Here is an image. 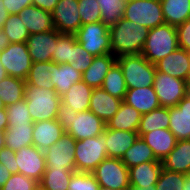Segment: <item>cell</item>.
Wrapping results in <instances>:
<instances>
[{
  "mask_svg": "<svg viewBox=\"0 0 190 190\" xmlns=\"http://www.w3.org/2000/svg\"><path fill=\"white\" fill-rule=\"evenodd\" d=\"M149 30L133 21H128L124 18L120 19L109 28L111 53L116 58L141 54Z\"/></svg>",
  "mask_w": 190,
  "mask_h": 190,
  "instance_id": "6da1fadb",
  "label": "cell"
},
{
  "mask_svg": "<svg viewBox=\"0 0 190 190\" xmlns=\"http://www.w3.org/2000/svg\"><path fill=\"white\" fill-rule=\"evenodd\" d=\"M178 47L176 26L164 23L149 30L141 54L155 65Z\"/></svg>",
  "mask_w": 190,
  "mask_h": 190,
  "instance_id": "7a4b0ae2",
  "label": "cell"
},
{
  "mask_svg": "<svg viewBox=\"0 0 190 190\" xmlns=\"http://www.w3.org/2000/svg\"><path fill=\"white\" fill-rule=\"evenodd\" d=\"M24 99L33 122L56 119L61 97L54 89L26 86Z\"/></svg>",
  "mask_w": 190,
  "mask_h": 190,
  "instance_id": "3957f363",
  "label": "cell"
},
{
  "mask_svg": "<svg viewBox=\"0 0 190 190\" xmlns=\"http://www.w3.org/2000/svg\"><path fill=\"white\" fill-rule=\"evenodd\" d=\"M116 62L122 69L127 89L153 86L156 66L142 54L121 56Z\"/></svg>",
  "mask_w": 190,
  "mask_h": 190,
  "instance_id": "277c9868",
  "label": "cell"
},
{
  "mask_svg": "<svg viewBox=\"0 0 190 190\" xmlns=\"http://www.w3.org/2000/svg\"><path fill=\"white\" fill-rule=\"evenodd\" d=\"M106 135L77 140L75 144V165L77 172H92L97 165L108 157Z\"/></svg>",
  "mask_w": 190,
  "mask_h": 190,
  "instance_id": "5b68a950",
  "label": "cell"
},
{
  "mask_svg": "<svg viewBox=\"0 0 190 190\" xmlns=\"http://www.w3.org/2000/svg\"><path fill=\"white\" fill-rule=\"evenodd\" d=\"M123 18L148 29L165 23L160 0H127Z\"/></svg>",
  "mask_w": 190,
  "mask_h": 190,
  "instance_id": "8992f818",
  "label": "cell"
},
{
  "mask_svg": "<svg viewBox=\"0 0 190 190\" xmlns=\"http://www.w3.org/2000/svg\"><path fill=\"white\" fill-rule=\"evenodd\" d=\"M77 41L92 56H102L111 53L109 28L101 21L83 24L75 33Z\"/></svg>",
  "mask_w": 190,
  "mask_h": 190,
  "instance_id": "52a82bcc",
  "label": "cell"
},
{
  "mask_svg": "<svg viewBox=\"0 0 190 190\" xmlns=\"http://www.w3.org/2000/svg\"><path fill=\"white\" fill-rule=\"evenodd\" d=\"M101 187L114 190H127L129 169L121 159L107 157L91 172Z\"/></svg>",
  "mask_w": 190,
  "mask_h": 190,
  "instance_id": "ba28073f",
  "label": "cell"
},
{
  "mask_svg": "<svg viewBox=\"0 0 190 190\" xmlns=\"http://www.w3.org/2000/svg\"><path fill=\"white\" fill-rule=\"evenodd\" d=\"M0 62L9 76L24 81L33 63L26 42L10 43L7 48L0 52Z\"/></svg>",
  "mask_w": 190,
  "mask_h": 190,
  "instance_id": "9c48e42d",
  "label": "cell"
},
{
  "mask_svg": "<svg viewBox=\"0 0 190 190\" xmlns=\"http://www.w3.org/2000/svg\"><path fill=\"white\" fill-rule=\"evenodd\" d=\"M153 88L161 107H174L188 94V81L157 71Z\"/></svg>",
  "mask_w": 190,
  "mask_h": 190,
  "instance_id": "30bf717a",
  "label": "cell"
},
{
  "mask_svg": "<svg viewBox=\"0 0 190 190\" xmlns=\"http://www.w3.org/2000/svg\"><path fill=\"white\" fill-rule=\"evenodd\" d=\"M76 139L65 133L53 145L44 151L46 168L62 169L68 168L76 172L75 144Z\"/></svg>",
  "mask_w": 190,
  "mask_h": 190,
  "instance_id": "8fae6325",
  "label": "cell"
},
{
  "mask_svg": "<svg viewBox=\"0 0 190 190\" xmlns=\"http://www.w3.org/2000/svg\"><path fill=\"white\" fill-rule=\"evenodd\" d=\"M78 0H59L51 12L54 28L60 33L75 34L82 26Z\"/></svg>",
  "mask_w": 190,
  "mask_h": 190,
  "instance_id": "7c38bea8",
  "label": "cell"
},
{
  "mask_svg": "<svg viewBox=\"0 0 190 190\" xmlns=\"http://www.w3.org/2000/svg\"><path fill=\"white\" fill-rule=\"evenodd\" d=\"M18 173L40 182L46 170L45 154L33 144L15 151Z\"/></svg>",
  "mask_w": 190,
  "mask_h": 190,
  "instance_id": "4fadbf2b",
  "label": "cell"
},
{
  "mask_svg": "<svg viewBox=\"0 0 190 190\" xmlns=\"http://www.w3.org/2000/svg\"><path fill=\"white\" fill-rule=\"evenodd\" d=\"M71 122L70 128L65 133L76 140L99 136L106 128V123L90 110L78 112Z\"/></svg>",
  "mask_w": 190,
  "mask_h": 190,
  "instance_id": "5bb4252c",
  "label": "cell"
},
{
  "mask_svg": "<svg viewBox=\"0 0 190 190\" xmlns=\"http://www.w3.org/2000/svg\"><path fill=\"white\" fill-rule=\"evenodd\" d=\"M60 34L55 28L48 32L31 34L26 43L32 62L52 61V54Z\"/></svg>",
  "mask_w": 190,
  "mask_h": 190,
  "instance_id": "9a60e30c",
  "label": "cell"
},
{
  "mask_svg": "<svg viewBox=\"0 0 190 190\" xmlns=\"http://www.w3.org/2000/svg\"><path fill=\"white\" fill-rule=\"evenodd\" d=\"M155 66L158 72L189 81L190 53L178 47L175 51L157 62Z\"/></svg>",
  "mask_w": 190,
  "mask_h": 190,
  "instance_id": "2e32d148",
  "label": "cell"
},
{
  "mask_svg": "<svg viewBox=\"0 0 190 190\" xmlns=\"http://www.w3.org/2000/svg\"><path fill=\"white\" fill-rule=\"evenodd\" d=\"M65 134L56 119L33 123V145L40 151H45Z\"/></svg>",
  "mask_w": 190,
  "mask_h": 190,
  "instance_id": "e0dca14e",
  "label": "cell"
},
{
  "mask_svg": "<svg viewBox=\"0 0 190 190\" xmlns=\"http://www.w3.org/2000/svg\"><path fill=\"white\" fill-rule=\"evenodd\" d=\"M122 101L111 96L103 88H94L90 98L89 110L106 123L116 114Z\"/></svg>",
  "mask_w": 190,
  "mask_h": 190,
  "instance_id": "ac0fdd59",
  "label": "cell"
},
{
  "mask_svg": "<svg viewBox=\"0 0 190 190\" xmlns=\"http://www.w3.org/2000/svg\"><path fill=\"white\" fill-rule=\"evenodd\" d=\"M51 82L58 96H62L76 82L82 80V73L69 63L57 64L50 61Z\"/></svg>",
  "mask_w": 190,
  "mask_h": 190,
  "instance_id": "d6986e66",
  "label": "cell"
},
{
  "mask_svg": "<svg viewBox=\"0 0 190 190\" xmlns=\"http://www.w3.org/2000/svg\"><path fill=\"white\" fill-rule=\"evenodd\" d=\"M106 148L108 157L122 159L125 152L139 137L137 132L105 128Z\"/></svg>",
  "mask_w": 190,
  "mask_h": 190,
  "instance_id": "ffe728a7",
  "label": "cell"
},
{
  "mask_svg": "<svg viewBox=\"0 0 190 190\" xmlns=\"http://www.w3.org/2000/svg\"><path fill=\"white\" fill-rule=\"evenodd\" d=\"M161 162L165 170L190 174V139L178 140L176 146Z\"/></svg>",
  "mask_w": 190,
  "mask_h": 190,
  "instance_id": "44dd1931",
  "label": "cell"
},
{
  "mask_svg": "<svg viewBox=\"0 0 190 190\" xmlns=\"http://www.w3.org/2000/svg\"><path fill=\"white\" fill-rule=\"evenodd\" d=\"M124 102L142 115L161 107L153 86L127 89Z\"/></svg>",
  "mask_w": 190,
  "mask_h": 190,
  "instance_id": "7402d4cb",
  "label": "cell"
},
{
  "mask_svg": "<svg viewBox=\"0 0 190 190\" xmlns=\"http://www.w3.org/2000/svg\"><path fill=\"white\" fill-rule=\"evenodd\" d=\"M19 15L30 35L54 29L51 13L35 5L26 6Z\"/></svg>",
  "mask_w": 190,
  "mask_h": 190,
  "instance_id": "603a6c76",
  "label": "cell"
},
{
  "mask_svg": "<svg viewBox=\"0 0 190 190\" xmlns=\"http://www.w3.org/2000/svg\"><path fill=\"white\" fill-rule=\"evenodd\" d=\"M141 138L152 149L158 160H163L177 144V138L169 129H157L145 133Z\"/></svg>",
  "mask_w": 190,
  "mask_h": 190,
  "instance_id": "cb8c5ba5",
  "label": "cell"
},
{
  "mask_svg": "<svg viewBox=\"0 0 190 190\" xmlns=\"http://www.w3.org/2000/svg\"><path fill=\"white\" fill-rule=\"evenodd\" d=\"M161 170V161L143 162L133 166L129 168V184L130 186H138L142 188L156 185Z\"/></svg>",
  "mask_w": 190,
  "mask_h": 190,
  "instance_id": "d4e9b609",
  "label": "cell"
},
{
  "mask_svg": "<svg viewBox=\"0 0 190 190\" xmlns=\"http://www.w3.org/2000/svg\"><path fill=\"white\" fill-rule=\"evenodd\" d=\"M116 57L112 53L96 56L91 65L82 73V81L91 88H101L106 74L116 62Z\"/></svg>",
  "mask_w": 190,
  "mask_h": 190,
  "instance_id": "484cf974",
  "label": "cell"
},
{
  "mask_svg": "<svg viewBox=\"0 0 190 190\" xmlns=\"http://www.w3.org/2000/svg\"><path fill=\"white\" fill-rule=\"evenodd\" d=\"M142 114L122 101L116 114L106 122V128L137 132Z\"/></svg>",
  "mask_w": 190,
  "mask_h": 190,
  "instance_id": "4316f807",
  "label": "cell"
},
{
  "mask_svg": "<svg viewBox=\"0 0 190 190\" xmlns=\"http://www.w3.org/2000/svg\"><path fill=\"white\" fill-rule=\"evenodd\" d=\"M93 88L84 81L74 83L66 93L61 96V101L71 106L76 112L89 110L90 98Z\"/></svg>",
  "mask_w": 190,
  "mask_h": 190,
  "instance_id": "83f0119b",
  "label": "cell"
},
{
  "mask_svg": "<svg viewBox=\"0 0 190 190\" xmlns=\"http://www.w3.org/2000/svg\"><path fill=\"white\" fill-rule=\"evenodd\" d=\"M33 123L29 125L8 124L5 130V147L18 151L33 144Z\"/></svg>",
  "mask_w": 190,
  "mask_h": 190,
  "instance_id": "f1b7e54d",
  "label": "cell"
},
{
  "mask_svg": "<svg viewBox=\"0 0 190 190\" xmlns=\"http://www.w3.org/2000/svg\"><path fill=\"white\" fill-rule=\"evenodd\" d=\"M165 23L178 26L190 19V0H160Z\"/></svg>",
  "mask_w": 190,
  "mask_h": 190,
  "instance_id": "f546056e",
  "label": "cell"
},
{
  "mask_svg": "<svg viewBox=\"0 0 190 190\" xmlns=\"http://www.w3.org/2000/svg\"><path fill=\"white\" fill-rule=\"evenodd\" d=\"M157 129H169V107H160L141 116L138 136Z\"/></svg>",
  "mask_w": 190,
  "mask_h": 190,
  "instance_id": "4dcf8cb0",
  "label": "cell"
},
{
  "mask_svg": "<svg viewBox=\"0 0 190 190\" xmlns=\"http://www.w3.org/2000/svg\"><path fill=\"white\" fill-rule=\"evenodd\" d=\"M121 160L128 169L143 162L160 161L155 157L152 149L141 137L136 139L134 144L125 152Z\"/></svg>",
  "mask_w": 190,
  "mask_h": 190,
  "instance_id": "1f68e13d",
  "label": "cell"
},
{
  "mask_svg": "<svg viewBox=\"0 0 190 190\" xmlns=\"http://www.w3.org/2000/svg\"><path fill=\"white\" fill-rule=\"evenodd\" d=\"M25 88L24 80L7 75L0 81V98L7 107L24 99Z\"/></svg>",
  "mask_w": 190,
  "mask_h": 190,
  "instance_id": "d6a6232c",
  "label": "cell"
},
{
  "mask_svg": "<svg viewBox=\"0 0 190 190\" xmlns=\"http://www.w3.org/2000/svg\"><path fill=\"white\" fill-rule=\"evenodd\" d=\"M101 88H103L111 96L124 101L127 92V87L125 79L123 77L122 69L120 68L117 62L113 64V66L106 74Z\"/></svg>",
  "mask_w": 190,
  "mask_h": 190,
  "instance_id": "836d02e7",
  "label": "cell"
},
{
  "mask_svg": "<svg viewBox=\"0 0 190 190\" xmlns=\"http://www.w3.org/2000/svg\"><path fill=\"white\" fill-rule=\"evenodd\" d=\"M169 130L177 140L190 139V115L178 106L169 107Z\"/></svg>",
  "mask_w": 190,
  "mask_h": 190,
  "instance_id": "e575fe53",
  "label": "cell"
},
{
  "mask_svg": "<svg viewBox=\"0 0 190 190\" xmlns=\"http://www.w3.org/2000/svg\"><path fill=\"white\" fill-rule=\"evenodd\" d=\"M74 172L68 168H46L39 184L46 190H67L69 180Z\"/></svg>",
  "mask_w": 190,
  "mask_h": 190,
  "instance_id": "d590c367",
  "label": "cell"
},
{
  "mask_svg": "<svg viewBox=\"0 0 190 190\" xmlns=\"http://www.w3.org/2000/svg\"><path fill=\"white\" fill-rule=\"evenodd\" d=\"M100 6L101 22L108 28L123 18L127 0H97Z\"/></svg>",
  "mask_w": 190,
  "mask_h": 190,
  "instance_id": "8d00e7d4",
  "label": "cell"
},
{
  "mask_svg": "<svg viewBox=\"0 0 190 190\" xmlns=\"http://www.w3.org/2000/svg\"><path fill=\"white\" fill-rule=\"evenodd\" d=\"M50 61L33 62L30 72L25 80L26 86H35L46 89H54L51 82Z\"/></svg>",
  "mask_w": 190,
  "mask_h": 190,
  "instance_id": "74e56055",
  "label": "cell"
},
{
  "mask_svg": "<svg viewBox=\"0 0 190 190\" xmlns=\"http://www.w3.org/2000/svg\"><path fill=\"white\" fill-rule=\"evenodd\" d=\"M75 34L61 33L56 41L52 61L57 64L71 63L73 54V43L76 41Z\"/></svg>",
  "mask_w": 190,
  "mask_h": 190,
  "instance_id": "f35d334b",
  "label": "cell"
},
{
  "mask_svg": "<svg viewBox=\"0 0 190 190\" xmlns=\"http://www.w3.org/2000/svg\"><path fill=\"white\" fill-rule=\"evenodd\" d=\"M2 29L8 36L10 43L27 42L30 36L19 14L9 15Z\"/></svg>",
  "mask_w": 190,
  "mask_h": 190,
  "instance_id": "ab89813d",
  "label": "cell"
},
{
  "mask_svg": "<svg viewBox=\"0 0 190 190\" xmlns=\"http://www.w3.org/2000/svg\"><path fill=\"white\" fill-rule=\"evenodd\" d=\"M8 124L29 125L34 123L27 108V101L22 99L6 107Z\"/></svg>",
  "mask_w": 190,
  "mask_h": 190,
  "instance_id": "60d3db41",
  "label": "cell"
},
{
  "mask_svg": "<svg viewBox=\"0 0 190 190\" xmlns=\"http://www.w3.org/2000/svg\"><path fill=\"white\" fill-rule=\"evenodd\" d=\"M184 178L185 174L171 172L162 168L155 185L156 190H182Z\"/></svg>",
  "mask_w": 190,
  "mask_h": 190,
  "instance_id": "b9f144b4",
  "label": "cell"
},
{
  "mask_svg": "<svg viewBox=\"0 0 190 190\" xmlns=\"http://www.w3.org/2000/svg\"><path fill=\"white\" fill-rule=\"evenodd\" d=\"M99 183L91 172H74L67 190H98Z\"/></svg>",
  "mask_w": 190,
  "mask_h": 190,
  "instance_id": "7bdbcfd3",
  "label": "cell"
},
{
  "mask_svg": "<svg viewBox=\"0 0 190 190\" xmlns=\"http://www.w3.org/2000/svg\"><path fill=\"white\" fill-rule=\"evenodd\" d=\"M78 2L82 25L101 21L100 6L97 0H78Z\"/></svg>",
  "mask_w": 190,
  "mask_h": 190,
  "instance_id": "ee69618b",
  "label": "cell"
},
{
  "mask_svg": "<svg viewBox=\"0 0 190 190\" xmlns=\"http://www.w3.org/2000/svg\"><path fill=\"white\" fill-rule=\"evenodd\" d=\"M93 59L94 56L85 50L77 40L73 43V54L71 63H69L71 67L83 73L91 65Z\"/></svg>",
  "mask_w": 190,
  "mask_h": 190,
  "instance_id": "f6af8a7d",
  "label": "cell"
},
{
  "mask_svg": "<svg viewBox=\"0 0 190 190\" xmlns=\"http://www.w3.org/2000/svg\"><path fill=\"white\" fill-rule=\"evenodd\" d=\"M39 182L23 174H12L0 190H34Z\"/></svg>",
  "mask_w": 190,
  "mask_h": 190,
  "instance_id": "bcb514c9",
  "label": "cell"
},
{
  "mask_svg": "<svg viewBox=\"0 0 190 190\" xmlns=\"http://www.w3.org/2000/svg\"><path fill=\"white\" fill-rule=\"evenodd\" d=\"M77 113L71 106H67L64 102L60 101L56 120L65 132L70 128L73 116H76Z\"/></svg>",
  "mask_w": 190,
  "mask_h": 190,
  "instance_id": "7dc6e473",
  "label": "cell"
},
{
  "mask_svg": "<svg viewBox=\"0 0 190 190\" xmlns=\"http://www.w3.org/2000/svg\"><path fill=\"white\" fill-rule=\"evenodd\" d=\"M178 46L190 53V19L176 26Z\"/></svg>",
  "mask_w": 190,
  "mask_h": 190,
  "instance_id": "c3c4849f",
  "label": "cell"
},
{
  "mask_svg": "<svg viewBox=\"0 0 190 190\" xmlns=\"http://www.w3.org/2000/svg\"><path fill=\"white\" fill-rule=\"evenodd\" d=\"M16 154L15 151H13L10 148L3 147L0 149V163L2 165H5L6 168L12 173L17 174L18 173V165L16 163Z\"/></svg>",
  "mask_w": 190,
  "mask_h": 190,
  "instance_id": "681fc988",
  "label": "cell"
},
{
  "mask_svg": "<svg viewBox=\"0 0 190 190\" xmlns=\"http://www.w3.org/2000/svg\"><path fill=\"white\" fill-rule=\"evenodd\" d=\"M2 2L10 15L20 14L26 6L32 5V0H2Z\"/></svg>",
  "mask_w": 190,
  "mask_h": 190,
  "instance_id": "f907efd6",
  "label": "cell"
},
{
  "mask_svg": "<svg viewBox=\"0 0 190 190\" xmlns=\"http://www.w3.org/2000/svg\"><path fill=\"white\" fill-rule=\"evenodd\" d=\"M58 1L59 0H32V5L51 13L55 9Z\"/></svg>",
  "mask_w": 190,
  "mask_h": 190,
  "instance_id": "816d5d0a",
  "label": "cell"
},
{
  "mask_svg": "<svg viewBox=\"0 0 190 190\" xmlns=\"http://www.w3.org/2000/svg\"><path fill=\"white\" fill-rule=\"evenodd\" d=\"M11 175L12 173L6 168V166L0 163V188L5 184Z\"/></svg>",
  "mask_w": 190,
  "mask_h": 190,
  "instance_id": "f5cc1de1",
  "label": "cell"
},
{
  "mask_svg": "<svg viewBox=\"0 0 190 190\" xmlns=\"http://www.w3.org/2000/svg\"><path fill=\"white\" fill-rule=\"evenodd\" d=\"M177 106L181 109V111L190 115V96L187 94L178 104Z\"/></svg>",
  "mask_w": 190,
  "mask_h": 190,
  "instance_id": "db71d44e",
  "label": "cell"
},
{
  "mask_svg": "<svg viewBox=\"0 0 190 190\" xmlns=\"http://www.w3.org/2000/svg\"><path fill=\"white\" fill-rule=\"evenodd\" d=\"M9 12L6 10L5 6L3 5L2 0H0V29L3 28L6 20L9 17Z\"/></svg>",
  "mask_w": 190,
  "mask_h": 190,
  "instance_id": "11a10c76",
  "label": "cell"
},
{
  "mask_svg": "<svg viewBox=\"0 0 190 190\" xmlns=\"http://www.w3.org/2000/svg\"><path fill=\"white\" fill-rule=\"evenodd\" d=\"M8 127L7 112L5 109H0V131H5Z\"/></svg>",
  "mask_w": 190,
  "mask_h": 190,
  "instance_id": "9f6ffc18",
  "label": "cell"
},
{
  "mask_svg": "<svg viewBox=\"0 0 190 190\" xmlns=\"http://www.w3.org/2000/svg\"><path fill=\"white\" fill-rule=\"evenodd\" d=\"M10 44L8 36L5 34L3 29H0V52L8 47Z\"/></svg>",
  "mask_w": 190,
  "mask_h": 190,
  "instance_id": "6f0895ef",
  "label": "cell"
},
{
  "mask_svg": "<svg viewBox=\"0 0 190 190\" xmlns=\"http://www.w3.org/2000/svg\"><path fill=\"white\" fill-rule=\"evenodd\" d=\"M127 190H156L155 185H150V187H138V186H129Z\"/></svg>",
  "mask_w": 190,
  "mask_h": 190,
  "instance_id": "680465c9",
  "label": "cell"
},
{
  "mask_svg": "<svg viewBox=\"0 0 190 190\" xmlns=\"http://www.w3.org/2000/svg\"><path fill=\"white\" fill-rule=\"evenodd\" d=\"M184 186L182 190H190V174H186L184 178Z\"/></svg>",
  "mask_w": 190,
  "mask_h": 190,
  "instance_id": "91938a15",
  "label": "cell"
},
{
  "mask_svg": "<svg viewBox=\"0 0 190 190\" xmlns=\"http://www.w3.org/2000/svg\"><path fill=\"white\" fill-rule=\"evenodd\" d=\"M8 74L6 73V70L2 63L0 62V81L4 79Z\"/></svg>",
  "mask_w": 190,
  "mask_h": 190,
  "instance_id": "94428289",
  "label": "cell"
},
{
  "mask_svg": "<svg viewBox=\"0 0 190 190\" xmlns=\"http://www.w3.org/2000/svg\"><path fill=\"white\" fill-rule=\"evenodd\" d=\"M5 147V131H0V149Z\"/></svg>",
  "mask_w": 190,
  "mask_h": 190,
  "instance_id": "6125c7cd",
  "label": "cell"
},
{
  "mask_svg": "<svg viewBox=\"0 0 190 190\" xmlns=\"http://www.w3.org/2000/svg\"><path fill=\"white\" fill-rule=\"evenodd\" d=\"M5 108H6L5 104L0 98V109H5Z\"/></svg>",
  "mask_w": 190,
  "mask_h": 190,
  "instance_id": "be15d7a7",
  "label": "cell"
},
{
  "mask_svg": "<svg viewBox=\"0 0 190 190\" xmlns=\"http://www.w3.org/2000/svg\"><path fill=\"white\" fill-rule=\"evenodd\" d=\"M34 190H46V189L43 188L40 184H38Z\"/></svg>",
  "mask_w": 190,
  "mask_h": 190,
  "instance_id": "e7e4bbea",
  "label": "cell"
},
{
  "mask_svg": "<svg viewBox=\"0 0 190 190\" xmlns=\"http://www.w3.org/2000/svg\"><path fill=\"white\" fill-rule=\"evenodd\" d=\"M98 190H114V189H110V188H106V187H99V189Z\"/></svg>",
  "mask_w": 190,
  "mask_h": 190,
  "instance_id": "03108f58",
  "label": "cell"
},
{
  "mask_svg": "<svg viewBox=\"0 0 190 190\" xmlns=\"http://www.w3.org/2000/svg\"><path fill=\"white\" fill-rule=\"evenodd\" d=\"M188 95L190 96V78H189V81H188Z\"/></svg>",
  "mask_w": 190,
  "mask_h": 190,
  "instance_id": "003e7915",
  "label": "cell"
}]
</instances>
